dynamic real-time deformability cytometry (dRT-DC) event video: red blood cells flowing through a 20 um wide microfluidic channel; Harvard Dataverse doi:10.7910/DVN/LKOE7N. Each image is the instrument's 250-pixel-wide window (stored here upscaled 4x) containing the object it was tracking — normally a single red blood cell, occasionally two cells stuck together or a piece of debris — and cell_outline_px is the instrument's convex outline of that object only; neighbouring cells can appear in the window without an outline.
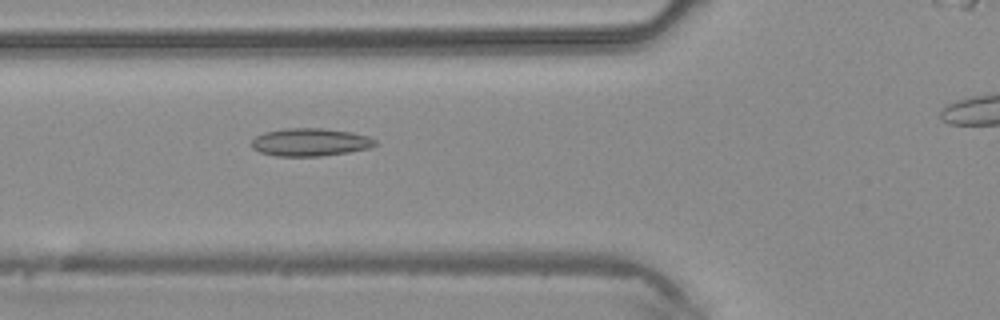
{"species": "common noctule bat (a hibernating species)", "species_latin": "Nyctalus noctula", "temperature_condition": "warm", "stored_images_in_passage": 38, "camera_frame_rate_fps": 3000, "um_per_image_px": 0.085, "animal": {"sex": "male", "body_mass_g": 20.4}, "frame": {"image": 1, "passage_image": 16, "time_ms": 5.0, "image_size_px": [1000, 320], "cell_outline_px": [[376, 144], [372, 148], [348, 152], [320, 156], [276, 156], [260, 152], [252, 148], [252, 140], [256, 136], [264, 132], [288, 128], [324, 128], [352, 132], [368, 136], [376, 140]], "centroid_in_image_um": [26.39, 12.08], "position_along_channel_um": 99.4, "area_um2": 20.11}}
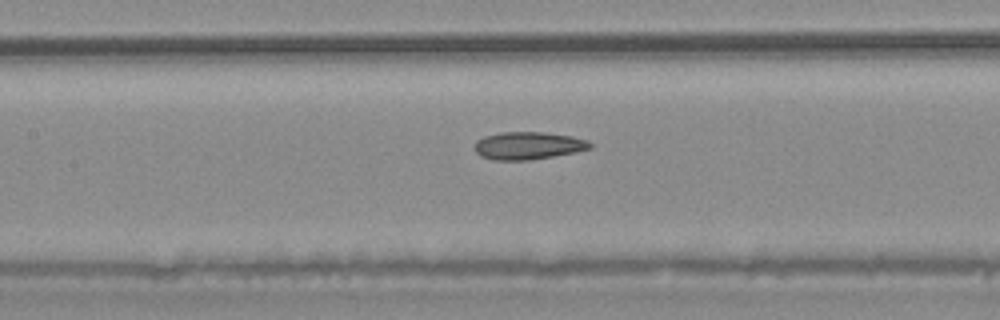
{"frame": {"image": 2, "passage_image": 20, "time_ms": 6.333, "image_size_px": [1000, 320], "cell_outline_px": [[592, 148], [552, 156], [528, 160], [492, 160], [480, 156], [476, 152], [476, 140], [484, 136], [500, 132], [544, 132], [572, 136], [588, 140], [592, 144]], "centroid_in_image_um": [44.88, 12.37], "position_along_channel_um": 162.5, "area_um2": 18.5}}
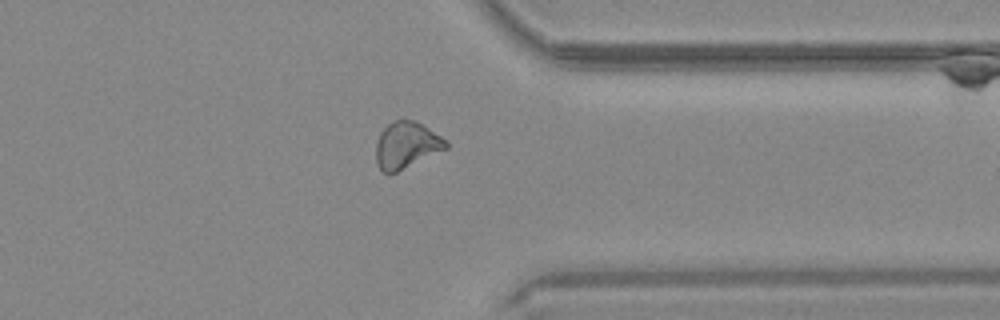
{"frame": {"image": 3, "passage_image": 34, "time_ms": 11.0, "image_size_px": [1000, 320], "cell_outline_px": [[448, 148], [388, 176], [376, 164], [376, 144], [380, 132], [388, 124], [396, 120], [412, 120], [420, 124], [448, 140]], "centroid_in_image_um": [34.53, 12.37], "position_along_channel_um": 376.9, "area_um2": 18.9}}